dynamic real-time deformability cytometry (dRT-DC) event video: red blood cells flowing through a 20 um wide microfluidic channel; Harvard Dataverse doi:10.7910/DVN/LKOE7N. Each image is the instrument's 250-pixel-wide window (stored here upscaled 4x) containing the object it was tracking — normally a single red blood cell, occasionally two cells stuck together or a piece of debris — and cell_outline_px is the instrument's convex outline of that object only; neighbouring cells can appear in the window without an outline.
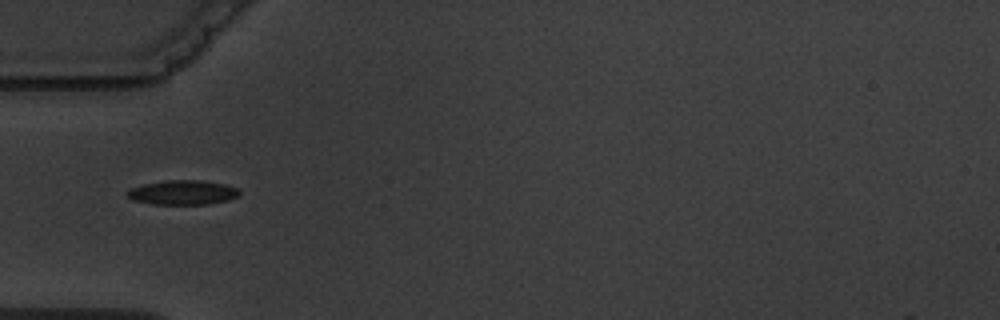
{"species": "common noctule bat (a hibernating species)", "species_latin": "Nyctalus noctula", "temperature_condition": "warm", "stored_images_in_passage": 5, "camera_frame_rate_fps": 3000, "um_per_image_px": 0.085, "animal": {"sex": "male", "body_mass_g": 19.5, "forearm_length_mm": 54.6}, "frame": {"image": 1, "passage_image": 1, "time_ms": 0.0, "image_size_px": [1000, 320], "cell_outline_px": [[240, 196], [228, 200], [208, 204], [152, 204], [136, 200], [128, 196], [124, 192], [132, 188], [144, 184], [164, 180], [204, 180], [224, 184], [236, 188], [240, 192]], "centroid_in_image_um": [15.56, 16.35], "position_along_channel_um": 69.4, "area_um2": 15.95}}
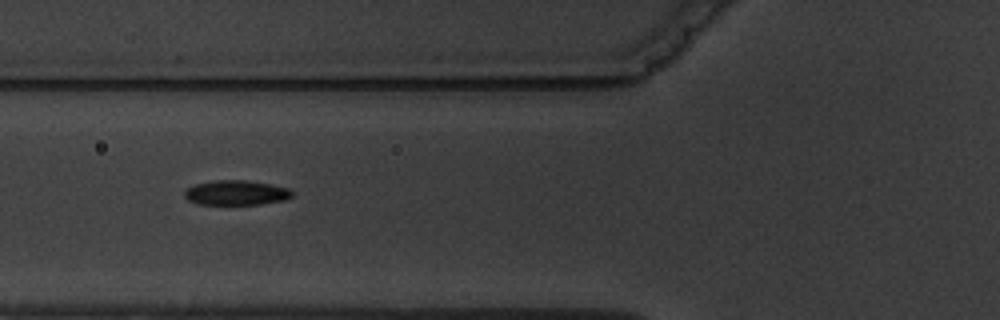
{"frame": {"image": 2, "passage_image": 2, "time_ms": 1.0, "image_size_px": [1000, 320], "cell_outline_px": [[292, 196], [284, 200], [260, 204], [196, 204], [188, 200], [184, 196], [184, 188], [192, 184], [212, 180], [248, 180], [272, 184], [288, 188], [292, 192]], "centroid_in_image_um": [20.01, 16.37], "position_along_channel_um": 105.8, "area_um2": 15.78}}